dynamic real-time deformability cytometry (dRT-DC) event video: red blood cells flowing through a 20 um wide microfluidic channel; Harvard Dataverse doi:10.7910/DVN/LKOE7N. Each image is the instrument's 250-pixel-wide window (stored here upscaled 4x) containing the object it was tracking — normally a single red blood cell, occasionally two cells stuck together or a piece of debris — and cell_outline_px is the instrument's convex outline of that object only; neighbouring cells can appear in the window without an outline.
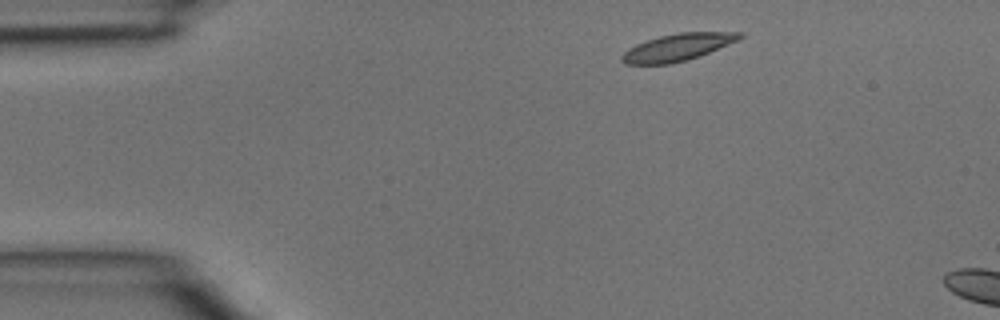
{"species": "common noctule bat (a hibernating species)", "species_latin": "Nyctalus noctula", "temperature_condition": "room temperature", "stored_images_in_passage": 3, "camera_frame_rate_fps": 3000, "um_per_image_px": 0.085, "animal": {"sex": "male", "body_mass_g": 15.6}, "frame": {"image": 1, "passage_image": 1, "time_ms": 0.0, "image_size_px": [1000, 320], "cell_outline_px": [[744, 36], [740, 40], [700, 56], [688, 60], [668, 64], [624, 64], [620, 60], [620, 56], [628, 48], [636, 44], [660, 36], [680, 32], [744, 32]], "centroid_in_image_um": [57.62, 4.02], "position_along_channel_um": 27.4, "area_um2": 18.79}}